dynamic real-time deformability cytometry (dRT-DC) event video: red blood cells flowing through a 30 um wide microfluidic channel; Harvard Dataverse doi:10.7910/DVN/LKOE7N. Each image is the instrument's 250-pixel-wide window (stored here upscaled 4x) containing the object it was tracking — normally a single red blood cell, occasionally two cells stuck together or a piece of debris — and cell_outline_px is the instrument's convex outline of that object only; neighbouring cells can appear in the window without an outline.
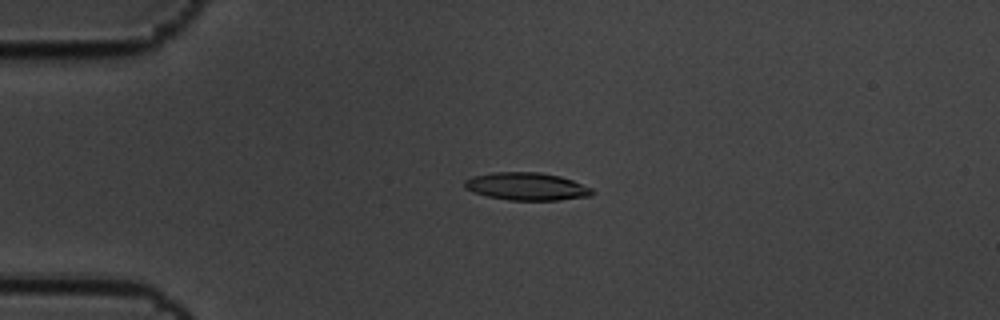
{"species": "common noctule bat (a hibernating species)", "species_latin": "Nyctalus noctula", "temperature_condition": "cold", "stored_images_in_passage": 4, "camera_frame_rate_fps": 3000, "um_per_image_px": 0.085, "animal": {"sex": "male", "body_mass_g": 19.5, "forearm_length_mm": 54.6}, "frame": {"image": 1, "passage_image": 3, "time_ms": 0.667, "image_size_px": [1000, 320], "cell_outline_px": [[596, 192], [592, 196], [560, 200], [508, 200], [488, 196], [464, 188], [464, 180], [472, 176], [492, 172], [540, 172], [560, 176], [572, 180], [592, 188]], "centroid_in_image_um": [44.8, 15.84], "position_along_channel_um": 40.2, "area_um2": 20.69}}